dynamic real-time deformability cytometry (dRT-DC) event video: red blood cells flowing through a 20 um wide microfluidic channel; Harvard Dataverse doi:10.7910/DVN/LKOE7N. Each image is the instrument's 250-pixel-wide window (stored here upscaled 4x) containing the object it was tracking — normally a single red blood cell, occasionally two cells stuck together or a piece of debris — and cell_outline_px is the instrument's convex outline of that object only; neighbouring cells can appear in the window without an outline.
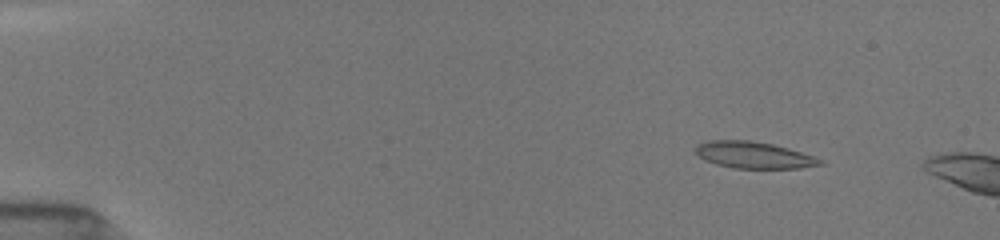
{"species": "common noctule bat (a hibernating species)", "species_latin": "Nyctalus noctula", "temperature_condition": "room temperature", "stored_images_in_passage": 7, "camera_frame_rate_fps": 3000, "um_per_image_px": 0.085, "animal": {"sex": "female", "body_mass_g": 19.5, "forearm_length_mm": 54.1}, "frame": {"image": 1, "passage_image": 3, "time_ms": 1.667, "image_size_px": [1000, 240], "cell_outline_px": [[824, 164], [800, 168], [732, 168], [716, 164], [704, 160], [696, 152], [696, 144], [708, 140], [748, 140], [772, 144], [788, 148], [824, 160]], "centroid_in_image_um": [64.05, 13.18], "position_along_channel_um": 20.9, "area_um2": 19.25}}